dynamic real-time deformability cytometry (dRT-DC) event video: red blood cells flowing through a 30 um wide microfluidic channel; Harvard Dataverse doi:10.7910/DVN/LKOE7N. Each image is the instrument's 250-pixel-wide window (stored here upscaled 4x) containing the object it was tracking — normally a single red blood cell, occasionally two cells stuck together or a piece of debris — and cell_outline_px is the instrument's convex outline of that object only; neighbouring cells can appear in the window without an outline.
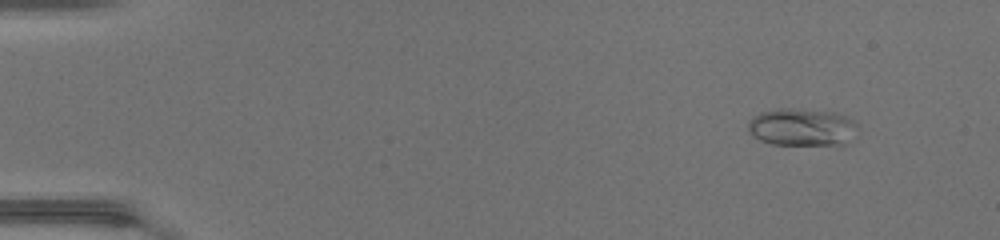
{"species": "common noctule bat (a hibernating species)", "species_latin": "Nyctalus noctula", "temperature_condition": "warm", "stored_images_in_passage": 48, "camera_frame_rate_fps": 3000, "um_per_image_px": 0.085, "animal": {"sex": "female", "body_mass_g": 17.0, "forearm_length_mm": 48.0}, "frame": {"image": 1, "passage_image": 5, "time_ms": 1.333, "image_size_px": [1000, 240], "cell_outline_px": [[860, 124], [856, 136], [844, 144], [772, 144], [760, 140], [752, 136], [748, 128], [748, 120], [752, 116], [760, 112], [780, 108], [792, 108], [836, 112]], "centroid_in_image_um": [68.18, 10.79], "position_along_channel_um": 16.8, "area_um2": 24.22}}
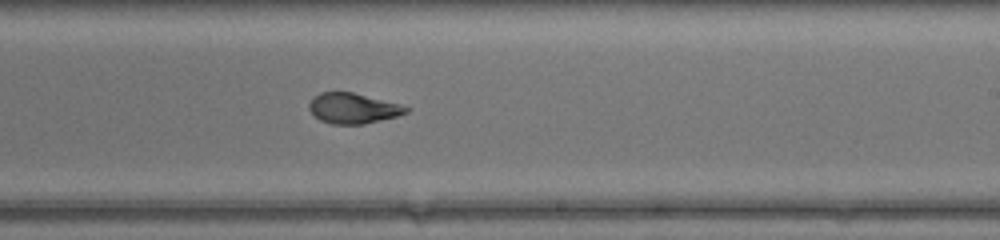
{"frame": {"image": 2, "passage_image": 30, "time_ms": 9.667, "image_size_px": [1000, 240], "cell_outline_px": [[412, 108], [408, 112], [396, 116], [364, 124], [332, 124], [320, 120], [308, 108], [308, 104], [320, 92], [352, 92], [400, 104]], "centroid_in_image_um": [30.03, 9.21], "position_along_channel_um": 259.0, "area_um2": 16.99}}
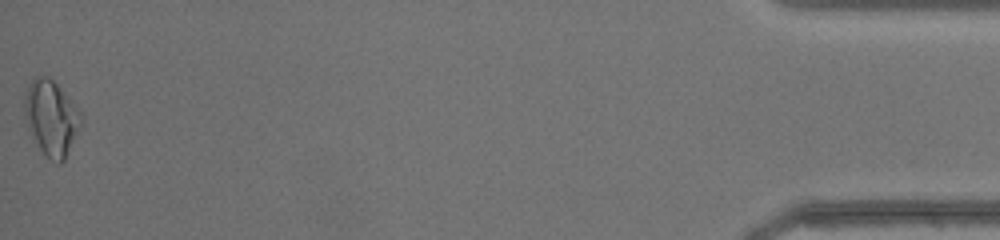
{"frame": {"image": 3, "passage_image": 48, "time_ms": 15.667, "image_size_px": [1000, 240], "cell_outline_px": [[84, 120], [64, 160], [60, 164], [56, 164], [44, 156], [32, 136], [28, 128], [24, 112], [24, 92], [32, 80], [36, 76], [48, 76], [56, 84], [80, 112]], "centroid_in_image_um": [4.34, 10.05], "position_along_channel_um": 430.9, "area_um2": 24.68}, "authors_computed_cell_mechanics": {"area_um2": 18.5249, "velocity_mm_per_s": 4.4367, "shape_relaxation_time_tau1_ms": 4.2662, "shape_relaxation_time_tau2_ms": 1.258, "deformation_change_tau1": 0.1975, "deformation_change_tau2": 0.0754}}